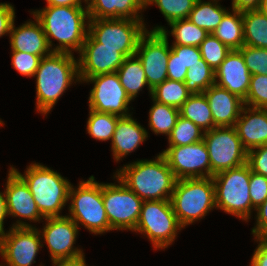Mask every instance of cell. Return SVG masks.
<instances>
[{"label":"cell","mask_w":267,"mask_h":266,"mask_svg":"<svg viewBox=\"0 0 267 266\" xmlns=\"http://www.w3.org/2000/svg\"><path fill=\"white\" fill-rule=\"evenodd\" d=\"M85 8L83 6H46L41 10L32 11L42 24L52 52L73 54L72 51L75 50L80 53L88 34L89 15L87 7ZM52 38L59 42V45L53 49Z\"/></svg>","instance_id":"cell-1"},{"label":"cell","mask_w":267,"mask_h":266,"mask_svg":"<svg viewBox=\"0 0 267 266\" xmlns=\"http://www.w3.org/2000/svg\"><path fill=\"white\" fill-rule=\"evenodd\" d=\"M155 158L124 165L116 171L114 178L143 201L171 200L177 179L161 153Z\"/></svg>","instance_id":"cell-2"},{"label":"cell","mask_w":267,"mask_h":266,"mask_svg":"<svg viewBox=\"0 0 267 266\" xmlns=\"http://www.w3.org/2000/svg\"><path fill=\"white\" fill-rule=\"evenodd\" d=\"M36 77V108L43 115L50 112L63 92L80 82L78 61L70 53L52 52L41 58Z\"/></svg>","instance_id":"cell-3"},{"label":"cell","mask_w":267,"mask_h":266,"mask_svg":"<svg viewBox=\"0 0 267 266\" xmlns=\"http://www.w3.org/2000/svg\"><path fill=\"white\" fill-rule=\"evenodd\" d=\"M27 184L37 208L44 218L61 217L60 210L69 198L71 183L59 173L40 163L30 164L24 175L11 167Z\"/></svg>","instance_id":"cell-4"},{"label":"cell","mask_w":267,"mask_h":266,"mask_svg":"<svg viewBox=\"0 0 267 266\" xmlns=\"http://www.w3.org/2000/svg\"><path fill=\"white\" fill-rule=\"evenodd\" d=\"M170 201L182 228L202 219L216 208L213 178L177 180Z\"/></svg>","instance_id":"cell-5"},{"label":"cell","mask_w":267,"mask_h":266,"mask_svg":"<svg viewBox=\"0 0 267 266\" xmlns=\"http://www.w3.org/2000/svg\"><path fill=\"white\" fill-rule=\"evenodd\" d=\"M251 169L248 163L214 175L216 208L248 221L252 209L249 194Z\"/></svg>","instance_id":"cell-6"},{"label":"cell","mask_w":267,"mask_h":266,"mask_svg":"<svg viewBox=\"0 0 267 266\" xmlns=\"http://www.w3.org/2000/svg\"><path fill=\"white\" fill-rule=\"evenodd\" d=\"M78 188L69 189V216L79 227L83 225L91 233L102 234L111 231L102 199V183L90 176L87 181H80ZM80 223V224H79Z\"/></svg>","instance_id":"cell-7"},{"label":"cell","mask_w":267,"mask_h":266,"mask_svg":"<svg viewBox=\"0 0 267 266\" xmlns=\"http://www.w3.org/2000/svg\"><path fill=\"white\" fill-rule=\"evenodd\" d=\"M143 20L127 18L89 19L88 33L101 47L118 48L125 57L135 55L141 36L147 31Z\"/></svg>","instance_id":"cell-8"},{"label":"cell","mask_w":267,"mask_h":266,"mask_svg":"<svg viewBox=\"0 0 267 266\" xmlns=\"http://www.w3.org/2000/svg\"><path fill=\"white\" fill-rule=\"evenodd\" d=\"M181 229L170 200L143 201L134 231L147 235L155 249L171 245Z\"/></svg>","instance_id":"cell-9"},{"label":"cell","mask_w":267,"mask_h":266,"mask_svg":"<svg viewBox=\"0 0 267 266\" xmlns=\"http://www.w3.org/2000/svg\"><path fill=\"white\" fill-rule=\"evenodd\" d=\"M210 160V177L247 163L248 151L244 148L234 126L214 127L204 132Z\"/></svg>","instance_id":"cell-10"},{"label":"cell","mask_w":267,"mask_h":266,"mask_svg":"<svg viewBox=\"0 0 267 266\" xmlns=\"http://www.w3.org/2000/svg\"><path fill=\"white\" fill-rule=\"evenodd\" d=\"M119 185L102 183V199L111 230L134 231L139 221L143 200L117 177Z\"/></svg>","instance_id":"cell-11"},{"label":"cell","mask_w":267,"mask_h":266,"mask_svg":"<svg viewBox=\"0 0 267 266\" xmlns=\"http://www.w3.org/2000/svg\"><path fill=\"white\" fill-rule=\"evenodd\" d=\"M167 32L162 26L146 31L135 53L143 65L150 95L152 89L168 79L167 64L171 47L168 45Z\"/></svg>","instance_id":"cell-12"},{"label":"cell","mask_w":267,"mask_h":266,"mask_svg":"<svg viewBox=\"0 0 267 266\" xmlns=\"http://www.w3.org/2000/svg\"><path fill=\"white\" fill-rule=\"evenodd\" d=\"M38 228L17 220L8 233L0 236V255L8 266H31L36 263L41 244V233Z\"/></svg>","instance_id":"cell-13"},{"label":"cell","mask_w":267,"mask_h":266,"mask_svg":"<svg viewBox=\"0 0 267 266\" xmlns=\"http://www.w3.org/2000/svg\"><path fill=\"white\" fill-rule=\"evenodd\" d=\"M83 81L94 83L88 100L90 109L119 117L131 115L128 105L132 100L121 85L117 72L96 75Z\"/></svg>","instance_id":"cell-14"},{"label":"cell","mask_w":267,"mask_h":266,"mask_svg":"<svg viewBox=\"0 0 267 266\" xmlns=\"http://www.w3.org/2000/svg\"><path fill=\"white\" fill-rule=\"evenodd\" d=\"M177 180L210 177V160L205 142L169 146L161 153Z\"/></svg>","instance_id":"cell-15"},{"label":"cell","mask_w":267,"mask_h":266,"mask_svg":"<svg viewBox=\"0 0 267 266\" xmlns=\"http://www.w3.org/2000/svg\"><path fill=\"white\" fill-rule=\"evenodd\" d=\"M45 220L47 223L40 233L48 245L52 262L85 258L81 249L73 248L79 227L70 217H48Z\"/></svg>","instance_id":"cell-16"},{"label":"cell","mask_w":267,"mask_h":266,"mask_svg":"<svg viewBox=\"0 0 267 266\" xmlns=\"http://www.w3.org/2000/svg\"><path fill=\"white\" fill-rule=\"evenodd\" d=\"M78 59L79 78L117 72L126 57L118 52V48L101 47L89 33L83 43Z\"/></svg>","instance_id":"cell-17"},{"label":"cell","mask_w":267,"mask_h":266,"mask_svg":"<svg viewBox=\"0 0 267 266\" xmlns=\"http://www.w3.org/2000/svg\"><path fill=\"white\" fill-rule=\"evenodd\" d=\"M5 189L8 215L36 222L45 219L40 214L29 187L12 168L9 169Z\"/></svg>","instance_id":"cell-18"},{"label":"cell","mask_w":267,"mask_h":266,"mask_svg":"<svg viewBox=\"0 0 267 266\" xmlns=\"http://www.w3.org/2000/svg\"><path fill=\"white\" fill-rule=\"evenodd\" d=\"M251 73L245 65V60L239 50H231L220 66L215 70V84L227 89L232 94L245 100Z\"/></svg>","instance_id":"cell-19"},{"label":"cell","mask_w":267,"mask_h":266,"mask_svg":"<svg viewBox=\"0 0 267 266\" xmlns=\"http://www.w3.org/2000/svg\"><path fill=\"white\" fill-rule=\"evenodd\" d=\"M203 93L210 106L214 127L234 126L244 107V100L217 84Z\"/></svg>","instance_id":"cell-20"},{"label":"cell","mask_w":267,"mask_h":266,"mask_svg":"<svg viewBox=\"0 0 267 266\" xmlns=\"http://www.w3.org/2000/svg\"><path fill=\"white\" fill-rule=\"evenodd\" d=\"M234 128L247 151L267 144V110L244 106Z\"/></svg>","instance_id":"cell-21"},{"label":"cell","mask_w":267,"mask_h":266,"mask_svg":"<svg viewBox=\"0 0 267 266\" xmlns=\"http://www.w3.org/2000/svg\"><path fill=\"white\" fill-rule=\"evenodd\" d=\"M33 17L36 22L27 21L18 28L14 26L13 21L9 33L11 51L30 53L43 58L50 55L52 51L48 45L42 24L34 15Z\"/></svg>","instance_id":"cell-22"},{"label":"cell","mask_w":267,"mask_h":266,"mask_svg":"<svg viewBox=\"0 0 267 266\" xmlns=\"http://www.w3.org/2000/svg\"><path fill=\"white\" fill-rule=\"evenodd\" d=\"M147 137L146 129L138 124L131 115L120 117L111 140V149L115 161L121 160L124 156L136 150Z\"/></svg>","instance_id":"cell-23"},{"label":"cell","mask_w":267,"mask_h":266,"mask_svg":"<svg viewBox=\"0 0 267 266\" xmlns=\"http://www.w3.org/2000/svg\"><path fill=\"white\" fill-rule=\"evenodd\" d=\"M86 4L89 19L143 20L138 14L146 9L145 0H87Z\"/></svg>","instance_id":"cell-24"},{"label":"cell","mask_w":267,"mask_h":266,"mask_svg":"<svg viewBox=\"0 0 267 266\" xmlns=\"http://www.w3.org/2000/svg\"><path fill=\"white\" fill-rule=\"evenodd\" d=\"M227 12L218 27L212 33L219 41L231 50H239L244 46V29L242 12L232 9Z\"/></svg>","instance_id":"cell-25"},{"label":"cell","mask_w":267,"mask_h":266,"mask_svg":"<svg viewBox=\"0 0 267 266\" xmlns=\"http://www.w3.org/2000/svg\"><path fill=\"white\" fill-rule=\"evenodd\" d=\"M117 74L131 100H134L138 92L148 85L143 65L136 54L126 57Z\"/></svg>","instance_id":"cell-26"},{"label":"cell","mask_w":267,"mask_h":266,"mask_svg":"<svg viewBox=\"0 0 267 266\" xmlns=\"http://www.w3.org/2000/svg\"><path fill=\"white\" fill-rule=\"evenodd\" d=\"M179 115L192 121L203 132L214 128V122L208 100L204 93L191 94L187 101L179 108Z\"/></svg>","instance_id":"cell-27"},{"label":"cell","mask_w":267,"mask_h":266,"mask_svg":"<svg viewBox=\"0 0 267 266\" xmlns=\"http://www.w3.org/2000/svg\"><path fill=\"white\" fill-rule=\"evenodd\" d=\"M244 45L267 48V15L259 9L242 12Z\"/></svg>","instance_id":"cell-28"},{"label":"cell","mask_w":267,"mask_h":266,"mask_svg":"<svg viewBox=\"0 0 267 266\" xmlns=\"http://www.w3.org/2000/svg\"><path fill=\"white\" fill-rule=\"evenodd\" d=\"M211 1L203 2L202 0H197L188 17L193 24L206 30L209 34L215 31L224 15L228 12L217 4L219 0Z\"/></svg>","instance_id":"cell-29"},{"label":"cell","mask_w":267,"mask_h":266,"mask_svg":"<svg viewBox=\"0 0 267 266\" xmlns=\"http://www.w3.org/2000/svg\"><path fill=\"white\" fill-rule=\"evenodd\" d=\"M184 82L167 79L152 89V100L158 103L180 108L189 98Z\"/></svg>","instance_id":"cell-30"},{"label":"cell","mask_w":267,"mask_h":266,"mask_svg":"<svg viewBox=\"0 0 267 266\" xmlns=\"http://www.w3.org/2000/svg\"><path fill=\"white\" fill-rule=\"evenodd\" d=\"M149 111V127L155 134H165L169 137L176 124L179 109L170 105H165L153 100Z\"/></svg>","instance_id":"cell-31"},{"label":"cell","mask_w":267,"mask_h":266,"mask_svg":"<svg viewBox=\"0 0 267 266\" xmlns=\"http://www.w3.org/2000/svg\"><path fill=\"white\" fill-rule=\"evenodd\" d=\"M171 35L175 41L173 45L196 46L199 47L209 33L193 24L188 18L176 20L169 23Z\"/></svg>","instance_id":"cell-32"},{"label":"cell","mask_w":267,"mask_h":266,"mask_svg":"<svg viewBox=\"0 0 267 266\" xmlns=\"http://www.w3.org/2000/svg\"><path fill=\"white\" fill-rule=\"evenodd\" d=\"M184 83L191 94H201L215 84V70L201 58V63L188 69Z\"/></svg>","instance_id":"cell-33"},{"label":"cell","mask_w":267,"mask_h":266,"mask_svg":"<svg viewBox=\"0 0 267 266\" xmlns=\"http://www.w3.org/2000/svg\"><path fill=\"white\" fill-rule=\"evenodd\" d=\"M87 131L91 137L100 141L112 140L116 124L120 118L117 115L89 110Z\"/></svg>","instance_id":"cell-34"},{"label":"cell","mask_w":267,"mask_h":266,"mask_svg":"<svg viewBox=\"0 0 267 266\" xmlns=\"http://www.w3.org/2000/svg\"><path fill=\"white\" fill-rule=\"evenodd\" d=\"M204 132L192 121L179 116L168 137L169 146H186L203 140Z\"/></svg>","instance_id":"cell-35"},{"label":"cell","mask_w":267,"mask_h":266,"mask_svg":"<svg viewBox=\"0 0 267 266\" xmlns=\"http://www.w3.org/2000/svg\"><path fill=\"white\" fill-rule=\"evenodd\" d=\"M197 0H145V7L157 5L166 21L171 23L176 20L188 18Z\"/></svg>","instance_id":"cell-36"},{"label":"cell","mask_w":267,"mask_h":266,"mask_svg":"<svg viewBox=\"0 0 267 266\" xmlns=\"http://www.w3.org/2000/svg\"><path fill=\"white\" fill-rule=\"evenodd\" d=\"M202 58L216 70L230 53L231 49L219 41L213 34H209L199 46Z\"/></svg>","instance_id":"cell-37"},{"label":"cell","mask_w":267,"mask_h":266,"mask_svg":"<svg viewBox=\"0 0 267 266\" xmlns=\"http://www.w3.org/2000/svg\"><path fill=\"white\" fill-rule=\"evenodd\" d=\"M244 105L252 108H267V75H251Z\"/></svg>","instance_id":"cell-38"},{"label":"cell","mask_w":267,"mask_h":266,"mask_svg":"<svg viewBox=\"0 0 267 266\" xmlns=\"http://www.w3.org/2000/svg\"><path fill=\"white\" fill-rule=\"evenodd\" d=\"M239 51L251 75H267V48L244 45Z\"/></svg>","instance_id":"cell-39"},{"label":"cell","mask_w":267,"mask_h":266,"mask_svg":"<svg viewBox=\"0 0 267 266\" xmlns=\"http://www.w3.org/2000/svg\"><path fill=\"white\" fill-rule=\"evenodd\" d=\"M12 66L19 74L34 77L38 69L41 57L30 53L12 51Z\"/></svg>","instance_id":"cell-40"},{"label":"cell","mask_w":267,"mask_h":266,"mask_svg":"<svg viewBox=\"0 0 267 266\" xmlns=\"http://www.w3.org/2000/svg\"><path fill=\"white\" fill-rule=\"evenodd\" d=\"M249 185L251 205L255 210L267 199V177L251 172Z\"/></svg>","instance_id":"cell-41"},{"label":"cell","mask_w":267,"mask_h":266,"mask_svg":"<svg viewBox=\"0 0 267 266\" xmlns=\"http://www.w3.org/2000/svg\"><path fill=\"white\" fill-rule=\"evenodd\" d=\"M247 163L252 172L267 177V144L249 150Z\"/></svg>","instance_id":"cell-42"},{"label":"cell","mask_w":267,"mask_h":266,"mask_svg":"<svg viewBox=\"0 0 267 266\" xmlns=\"http://www.w3.org/2000/svg\"><path fill=\"white\" fill-rule=\"evenodd\" d=\"M171 50L180 58V63L184 68L189 69L196 63H201V53L199 47L172 45Z\"/></svg>","instance_id":"cell-43"},{"label":"cell","mask_w":267,"mask_h":266,"mask_svg":"<svg viewBox=\"0 0 267 266\" xmlns=\"http://www.w3.org/2000/svg\"><path fill=\"white\" fill-rule=\"evenodd\" d=\"M168 79L175 81H185L187 68L180 63V58L170 49L169 60L167 64Z\"/></svg>","instance_id":"cell-44"},{"label":"cell","mask_w":267,"mask_h":266,"mask_svg":"<svg viewBox=\"0 0 267 266\" xmlns=\"http://www.w3.org/2000/svg\"><path fill=\"white\" fill-rule=\"evenodd\" d=\"M256 226L252 229L255 239H267V199L256 209Z\"/></svg>","instance_id":"cell-45"},{"label":"cell","mask_w":267,"mask_h":266,"mask_svg":"<svg viewBox=\"0 0 267 266\" xmlns=\"http://www.w3.org/2000/svg\"><path fill=\"white\" fill-rule=\"evenodd\" d=\"M14 19V7L10 3H0V37L10 33Z\"/></svg>","instance_id":"cell-46"},{"label":"cell","mask_w":267,"mask_h":266,"mask_svg":"<svg viewBox=\"0 0 267 266\" xmlns=\"http://www.w3.org/2000/svg\"><path fill=\"white\" fill-rule=\"evenodd\" d=\"M259 242L254 250L251 264L253 266H267V239H255Z\"/></svg>","instance_id":"cell-47"},{"label":"cell","mask_w":267,"mask_h":266,"mask_svg":"<svg viewBox=\"0 0 267 266\" xmlns=\"http://www.w3.org/2000/svg\"><path fill=\"white\" fill-rule=\"evenodd\" d=\"M261 0H232V9L237 11H246L259 9Z\"/></svg>","instance_id":"cell-48"},{"label":"cell","mask_w":267,"mask_h":266,"mask_svg":"<svg viewBox=\"0 0 267 266\" xmlns=\"http://www.w3.org/2000/svg\"><path fill=\"white\" fill-rule=\"evenodd\" d=\"M7 208H6V197L5 193L0 192V236L5 232L4 231V219L7 217Z\"/></svg>","instance_id":"cell-49"},{"label":"cell","mask_w":267,"mask_h":266,"mask_svg":"<svg viewBox=\"0 0 267 266\" xmlns=\"http://www.w3.org/2000/svg\"><path fill=\"white\" fill-rule=\"evenodd\" d=\"M47 6H82V0H46ZM87 2V0H84Z\"/></svg>","instance_id":"cell-50"},{"label":"cell","mask_w":267,"mask_h":266,"mask_svg":"<svg viewBox=\"0 0 267 266\" xmlns=\"http://www.w3.org/2000/svg\"><path fill=\"white\" fill-rule=\"evenodd\" d=\"M52 263L54 266H86L84 258L74 261H53Z\"/></svg>","instance_id":"cell-51"},{"label":"cell","mask_w":267,"mask_h":266,"mask_svg":"<svg viewBox=\"0 0 267 266\" xmlns=\"http://www.w3.org/2000/svg\"><path fill=\"white\" fill-rule=\"evenodd\" d=\"M259 10L263 12L265 15H267V0H261Z\"/></svg>","instance_id":"cell-52"}]
</instances>
